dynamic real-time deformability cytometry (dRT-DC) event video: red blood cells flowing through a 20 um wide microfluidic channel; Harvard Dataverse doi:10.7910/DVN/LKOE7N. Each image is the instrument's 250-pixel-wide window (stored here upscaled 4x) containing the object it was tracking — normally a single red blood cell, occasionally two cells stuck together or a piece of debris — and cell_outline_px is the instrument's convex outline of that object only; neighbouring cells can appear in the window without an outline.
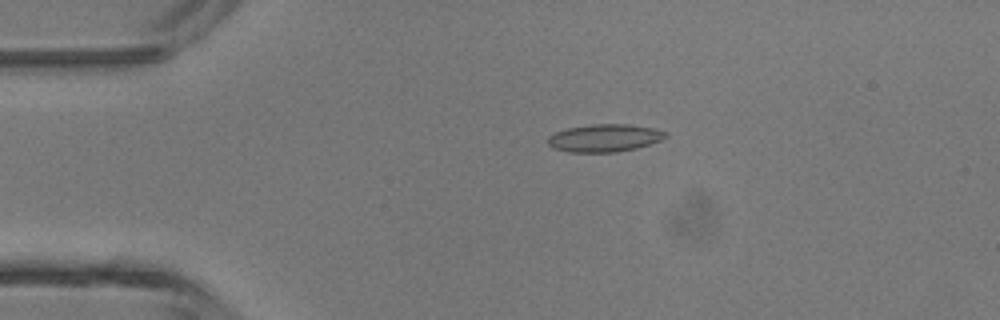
{"species": "common noctule bat (a hibernating species)", "species_latin": "Nyctalus noctula", "temperature_condition": "room temperature", "stored_images_in_passage": 4, "camera_frame_rate_fps": 3000, "um_per_image_px": 0.085, "animal": {"sex": "male", "body_mass_g": 13.3}, "frame": {"image": 1, "passage_image": 3, "time_ms": 0.667, "image_size_px": [1000, 320], "cell_outline_px": [[668, 136], [660, 140], [636, 148], [616, 152], [568, 152], [552, 148], [548, 144], [548, 136], [556, 132], [568, 128], [592, 124], [628, 124], [652, 128], [668, 132]], "centroid_in_image_um": [51.37, 11.73], "position_along_channel_um": 33.6, "area_um2": 18.9}}